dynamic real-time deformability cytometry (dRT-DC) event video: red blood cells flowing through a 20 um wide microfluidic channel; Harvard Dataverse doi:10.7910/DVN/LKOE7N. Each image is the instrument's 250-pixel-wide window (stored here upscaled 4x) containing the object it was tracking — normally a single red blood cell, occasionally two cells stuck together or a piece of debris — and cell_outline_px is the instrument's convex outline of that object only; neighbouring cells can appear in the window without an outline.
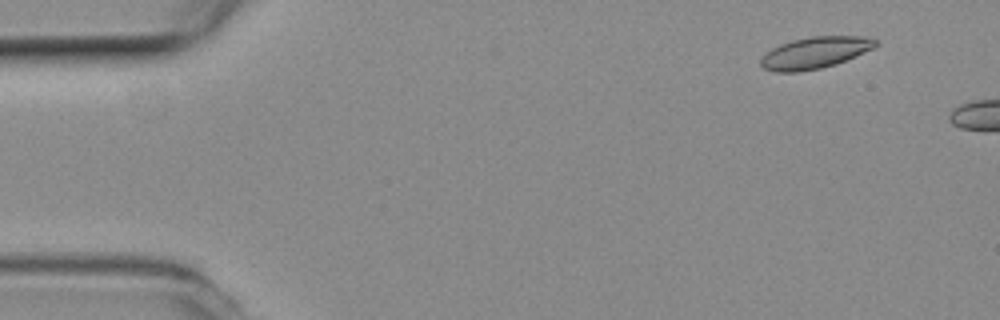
{"species": "common noctule bat (a hibernating species)", "species_latin": "Nyctalus noctula", "temperature_condition": "room temperature", "stored_images_in_passage": 3, "camera_frame_rate_fps": 3000, "um_per_image_px": 0.085, "animal": {"sex": "female", "body_mass_g": 19.3, "forearm_length_mm": 54.1}, "frame": {"image": 1, "passage_image": 1, "time_ms": 0.0, "image_size_px": [1000, 320], "cell_outline_px": [[880, 44], [872, 48], [836, 64], [820, 68], [800, 72], [776, 72], [764, 68], [760, 64], [760, 60], [772, 48], [780, 44], [792, 40], [812, 36], [864, 36], [876, 40]], "centroid_in_image_um": [69.26, 4.48], "position_along_channel_um": 15.7, "area_um2": 20.92}}